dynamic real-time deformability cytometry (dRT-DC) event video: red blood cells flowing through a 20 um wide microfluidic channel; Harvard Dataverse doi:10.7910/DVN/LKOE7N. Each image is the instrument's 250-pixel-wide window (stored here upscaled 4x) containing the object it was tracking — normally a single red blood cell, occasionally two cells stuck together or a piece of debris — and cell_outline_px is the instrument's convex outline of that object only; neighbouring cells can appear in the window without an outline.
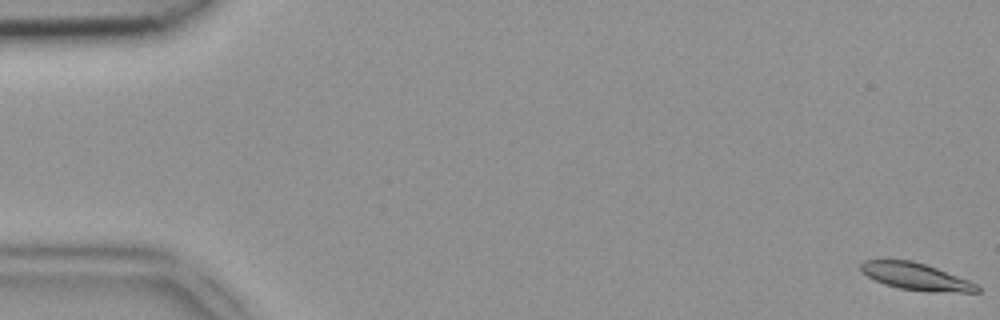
{"species": "common noctule bat (a hibernating species)", "species_latin": "Nyctalus noctula", "temperature_condition": "room temperature", "stored_images_in_passage": 52, "camera_frame_rate_fps": 3000, "um_per_image_px": 0.085, "animal": {"sex": "female", "body_mass_g": 18.4}, "frame": {"image": 1, "passage_image": 1, "time_ms": 0.0, "image_size_px": [1000, 320], "cell_outline_px": [[980, 292], [928, 292], [900, 288], [884, 284], [868, 276], [860, 268], [860, 264], [864, 260], [912, 260], [936, 268], [980, 284]], "centroid_in_image_um": [77.91, 23.52], "position_along_channel_um": 7.1, "area_um2": 18.26}}
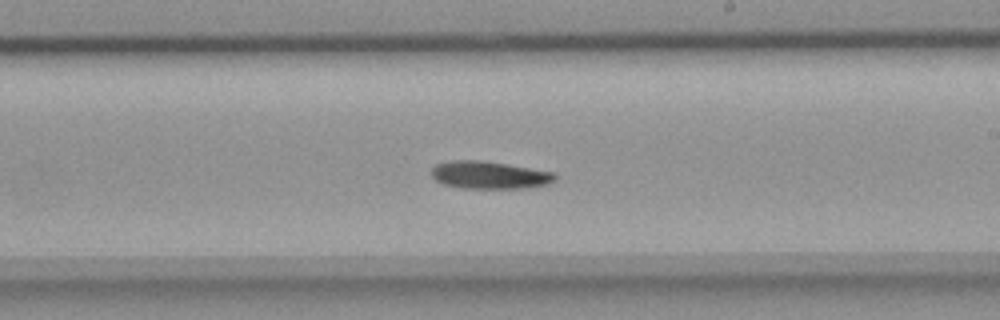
{"frame": {"image": 2, "passage_image": 30, "time_ms": 9.667, "image_size_px": [1000, 320], "cell_outline_px": [[556, 180], [548, 184], [524, 188], [464, 188], [444, 184], [436, 180], [432, 176], [432, 168], [436, 164], [448, 160], [480, 160], [508, 164], [556, 172]], "centroid_in_image_um": [41.62, 14.87], "position_along_channel_um": 247.4, "area_um2": 19.94}}
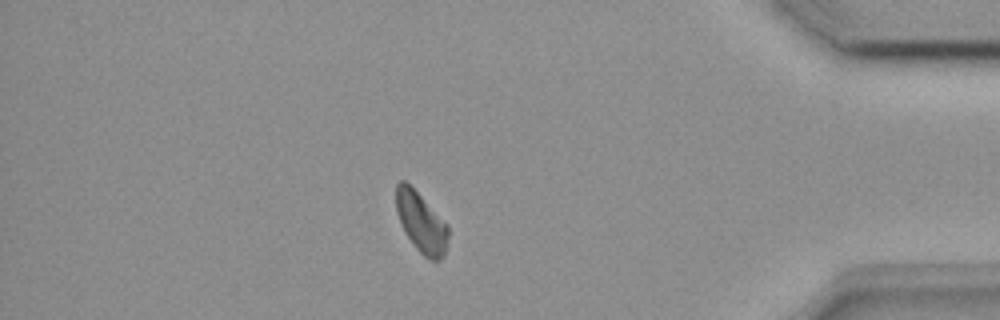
{"frame": {"image": 3, "passage_image": 44, "time_ms": 14.333, "image_size_px": [1000, 320], "cell_outline_px": [[448, 236], [444, 256], [440, 260], [428, 260], [416, 248], [404, 232], [400, 224], [396, 212], [396, 184], [400, 180], [404, 180], [448, 224]], "centroid_in_image_um": [35.79, 18.93], "position_along_channel_um": 399.4, "area_um2": 18.15}}